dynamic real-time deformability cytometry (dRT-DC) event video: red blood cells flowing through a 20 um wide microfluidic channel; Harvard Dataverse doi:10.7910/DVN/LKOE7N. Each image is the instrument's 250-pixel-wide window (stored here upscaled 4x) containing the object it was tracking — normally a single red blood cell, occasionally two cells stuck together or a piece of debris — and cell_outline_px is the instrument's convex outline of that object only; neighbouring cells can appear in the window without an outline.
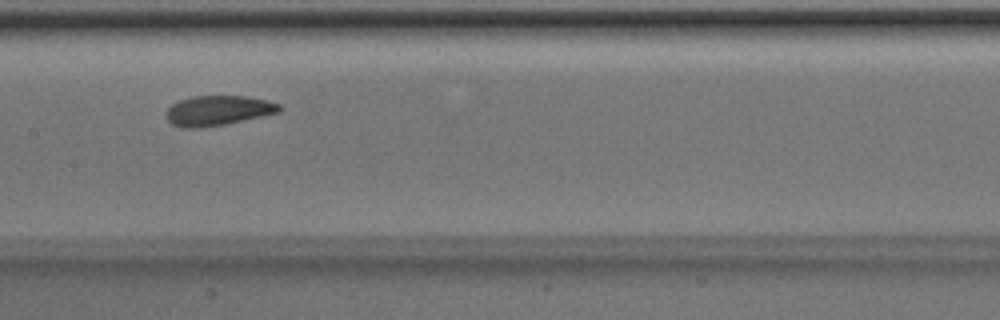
{"species": "Egyptian fruit bat (a non-hibernating species)", "species_latin": "Rousettus aegyptiacus", "temperature_condition": "room temperature", "stored_images_in_passage": 42, "camera_frame_rate_fps": 3000, "um_per_image_px": 0.085, "animal": {"sex": "male"}, "frame": {"image": 1, "passage_image": 17, "time_ms": 5.333, "image_size_px": [1000, 320], "cell_outline_px": [[284, 108], [280, 112], [224, 124], [200, 128], [180, 128], [172, 124], [168, 120], [168, 108], [172, 104], [180, 100], [192, 96], [244, 96], [264, 100], [280, 104]], "centroid_in_image_um": [18.54, 9.4], "position_along_channel_um": 188.9, "area_um2": 19.54}}
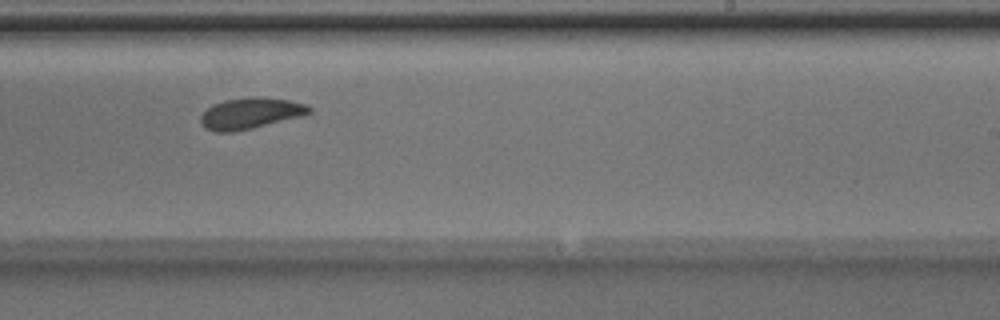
{"frame": {"image": 2, "passage_image": 23, "time_ms": 7.333, "image_size_px": [1000, 320], "cell_outline_px": [[312, 112], [304, 116], [252, 128], [232, 132], [216, 132], [208, 128], [200, 120], [200, 116], [212, 104], [224, 100], [252, 96], [260, 96], [288, 100], [308, 104], [312, 108]], "centroid_in_image_um": [21.35, 9.61], "position_along_channel_um": 267.6, "area_um2": 19.77}}
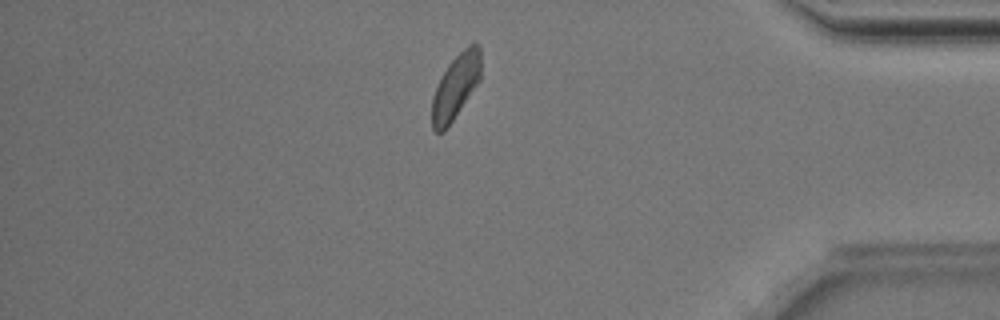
{"frame": {"image": 3, "passage_image": 35, "time_ms": 11.333, "image_size_px": [1000, 320], "cell_outline_px": [[480, 80], [444, 132], [436, 132], [432, 128], [432, 96], [448, 64], [472, 40], [480, 48]], "centroid_in_image_um": [38.73, 7.35], "position_along_channel_um": 396.5, "area_um2": 18.15}, "authors_computed_cell_mechanics": {"area_um2": 19.6809, "velocity_mm_per_s": 3.964, "shape_relaxation_time_tau1_ms": 2.4771, "shape_relaxation_time_tau2_ms": null, "deformation_change_tau1": 0.1102, "deformation_change_tau2": null}}